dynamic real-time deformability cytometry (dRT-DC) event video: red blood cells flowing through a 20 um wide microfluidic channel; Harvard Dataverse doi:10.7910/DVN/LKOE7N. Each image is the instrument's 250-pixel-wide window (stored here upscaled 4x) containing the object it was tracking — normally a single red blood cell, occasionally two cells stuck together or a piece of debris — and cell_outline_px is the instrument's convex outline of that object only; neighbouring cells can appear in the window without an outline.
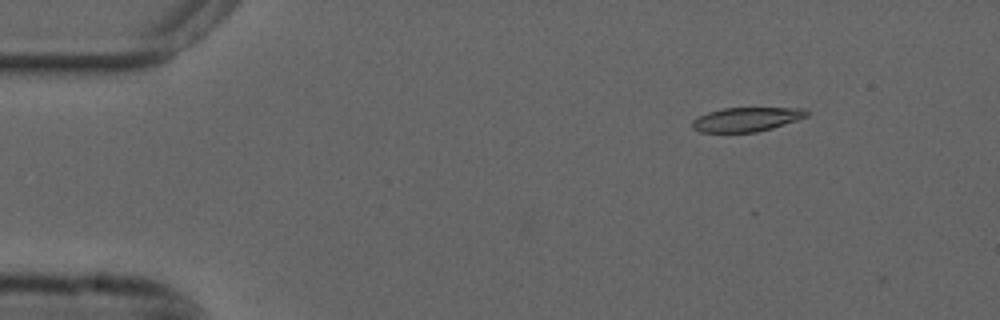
{"species": "common noctule bat (a hibernating species)", "species_latin": "Nyctalus noctula", "temperature_condition": "cold", "stored_images_in_passage": 4, "camera_frame_rate_fps": 3000, "um_per_image_px": 0.085, "animal": {"sex": "male", "forearm_length_mm": 52.5}, "frame": {"image": 1, "passage_image": 2, "time_ms": 0.333, "image_size_px": [1000, 320], "cell_outline_px": [[808, 116], [772, 128], [756, 132], [700, 132], [692, 128], [692, 120], [708, 112], [724, 108], [804, 108], [808, 112]], "centroid_in_image_um": [63.44, 10.15], "position_along_channel_um": 21.6, "area_um2": 15.95}}